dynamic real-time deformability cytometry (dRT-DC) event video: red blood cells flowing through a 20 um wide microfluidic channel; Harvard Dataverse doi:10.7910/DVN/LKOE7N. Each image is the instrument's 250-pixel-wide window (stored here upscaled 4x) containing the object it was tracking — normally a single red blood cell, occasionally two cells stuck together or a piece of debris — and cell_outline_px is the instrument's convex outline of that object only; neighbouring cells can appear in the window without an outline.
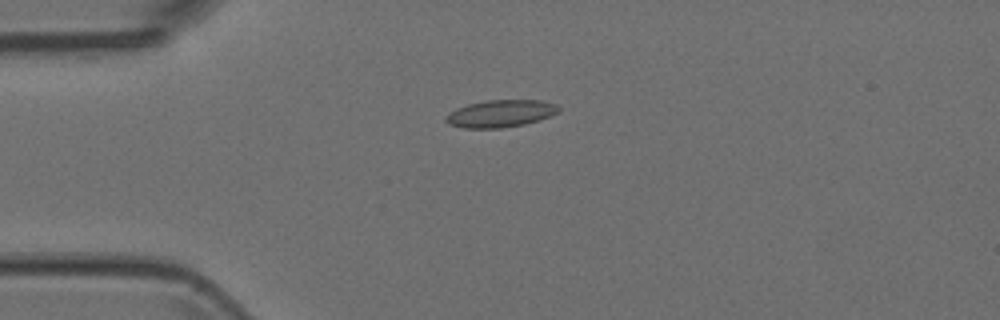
{"species": "Egyptian fruit bat (a non-hibernating species)", "species_latin": "Rousettus aegyptiacus", "temperature_condition": "room temperature", "stored_images_in_passage": 5, "camera_frame_rate_fps": 3000, "um_per_image_px": 0.085, "animal": {"sex": "female"}, "frame": {"image": 1, "passage_image": 1, "time_ms": 0.0, "image_size_px": [1000, 320], "cell_outline_px": [[560, 108], [556, 112], [540, 120], [524, 124], [500, 128], [464, 128], [448, 124], [444, 120], [444, 116], [456, 108], [468, 104], [488, 100], [544, 100], [556, 104]], "centroid_in_image_um": [42.51, 9.65], "position_along_channel_um": 42.5, "area_um2": 17.92}}
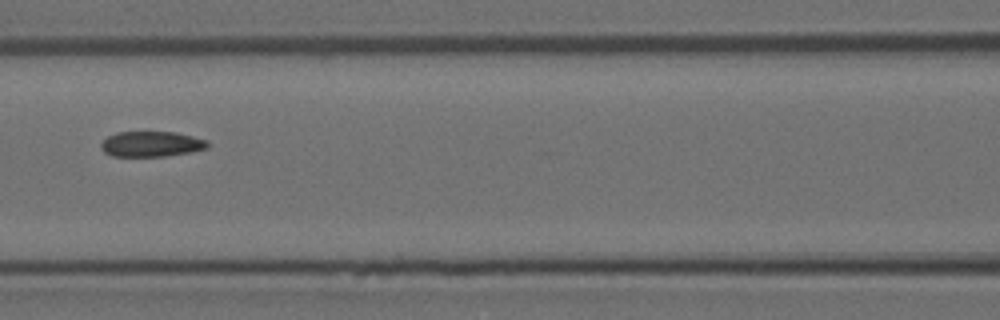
{"frame": {"image": 2, "passage_image": 4, "time_ms": 1.0, "image_size_px": [1000, 320], "cell_outline_px": [[208, 148], [192, 152], [164, 156], [112, 156], [104, 152], [100, 148], [100, 144], [108, 136], [116, 132], [176, 132], [208, 140]], "centroid_in_image_um": [12.87, 12.24], "position_along_channel_um": 153.7, "area_um2": 15.84}}
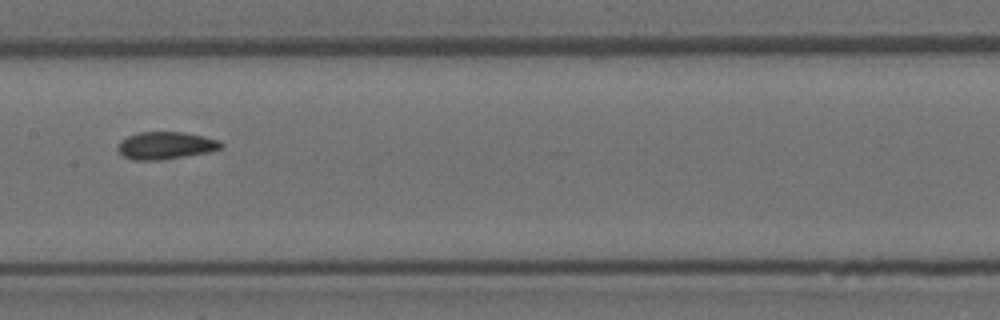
{"frame": {"image": 3, "passage_image": 5, "time_ms": 1.333, "image_size_px": [1000, 320], "cell_outline_px": [[224, 144], [220, 148], [212, 152], [160, 160], [132, 160], [124, 156], [116, 148], [120, 140], [128, 136], [140, 132], [184, 132], [204, 136], [220, 140]], "centroid_in_image_um": [14.1, 12.37], "position_along_channel_um": 193.3, "area_um2": 16.65}}